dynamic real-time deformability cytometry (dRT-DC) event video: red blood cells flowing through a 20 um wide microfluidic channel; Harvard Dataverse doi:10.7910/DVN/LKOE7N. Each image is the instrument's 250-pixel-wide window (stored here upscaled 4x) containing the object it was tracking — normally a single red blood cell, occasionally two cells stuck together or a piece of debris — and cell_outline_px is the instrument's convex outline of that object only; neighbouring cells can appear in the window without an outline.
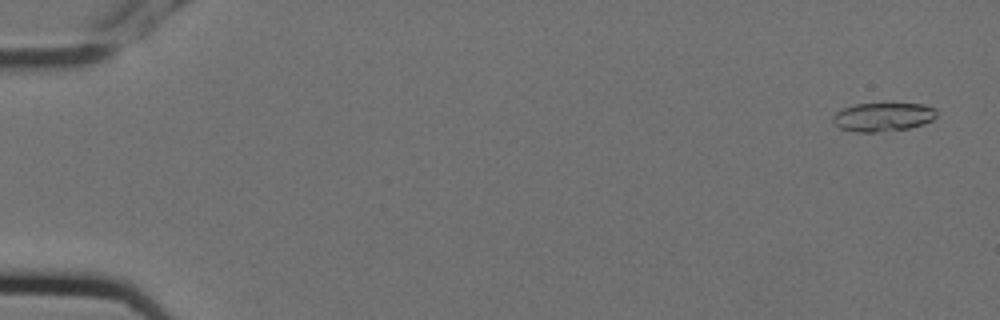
{"species": "Egyptian fruit bat (a non-hibernating species)", "species_latin": "Rousettus aegyptiacus", "temperature_condition": "cold", "stored_images_in_passage": 4, "camera_frame_rate_fps": 3000, "um_per_image_px": 0.085, "animal": {"sex": "female"}, "frame": {"image": 1, "passage_image": 1, "time_ms": 0.0, "image_size_px": [1000, 320], "cell_outline_px": [[936, 116], [932, 120], [924, 124], [908, 128], [876, 132], [856, 132], [840, 128], [832, 120], [832, 116], [836, 112], [844, 108], [856, 104], [924, 104], [936, 108]], "centroid_in_image_um": [75.06, 9.94], "position_along_channel_um": 9.9, "area_um2": 17.22}}